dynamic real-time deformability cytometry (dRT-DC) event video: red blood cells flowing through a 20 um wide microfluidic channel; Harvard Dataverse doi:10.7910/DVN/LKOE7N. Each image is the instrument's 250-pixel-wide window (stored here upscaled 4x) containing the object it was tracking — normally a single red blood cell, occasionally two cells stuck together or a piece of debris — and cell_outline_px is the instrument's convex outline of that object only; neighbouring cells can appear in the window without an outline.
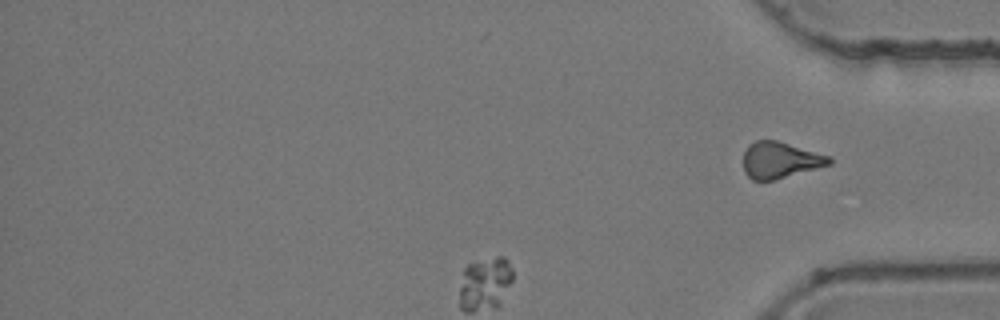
{"species": "common noctule bat (a hibernating species)", "species_latin": "Nyctalus noctula", "temperature_condition": "room temperature", "stored_images_in_passage": 39, "segment_of_instrument_passage": [2, 2], "camera_frame_rate_fps": 3000, "um_per_image_px": 0.085, "animal": {"sex": "female", "body_mass_g": 24.6, "forearm_length_mm": 56.2}, "frame": {"image": 1, "passage_image": 39, "time_ms": 12.667, "image_size_px": [1000, 320], "cell_outline_px": [[832, 164], [772, 180], [752, 180], [744, 172], [744, 152], [748, 144], [756, 140], [776, 140], [832, 156]], "centroid_in_image_um": [66.32, 13.59], "position_along_channel_um": 368.9, "area_um2": 18.15}}